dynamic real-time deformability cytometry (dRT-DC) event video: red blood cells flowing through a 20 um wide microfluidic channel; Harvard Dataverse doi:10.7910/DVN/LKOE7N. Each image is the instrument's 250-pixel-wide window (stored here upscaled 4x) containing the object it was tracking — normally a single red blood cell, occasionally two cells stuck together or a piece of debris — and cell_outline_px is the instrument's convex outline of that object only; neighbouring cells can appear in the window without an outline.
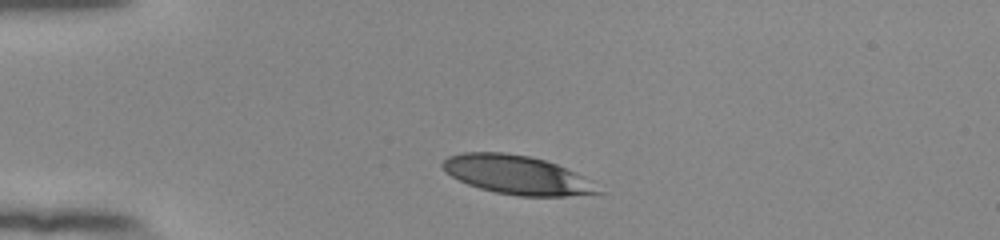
{"species": "human", "species_latin": "Homo sapiens", "temperature_condition": "room temperature", "stored_images_in_passage": 38, "camera_frame_rate_fps": 3000, "um_per_image_px": 0.085, "donor": {"sex": "female"}, "frame": {"image": 1, "passage_image": 5, "time_ms": 1.333, "image_size_px": [1000, 240], "cell_outline_px": [[604, 192], [564, 196], [520, 196], [496, 192], [480, 188], [468, 184], [452, 176], [440, 164], [448, 156], [464, 152], [504, 152], [528, 156], [544, 160], [556, 164], [584, 176]], "centroid_in_image_um": [43.93, 14.86], "position_along_channel_um": 41.1, "area_um2": 34.68}}
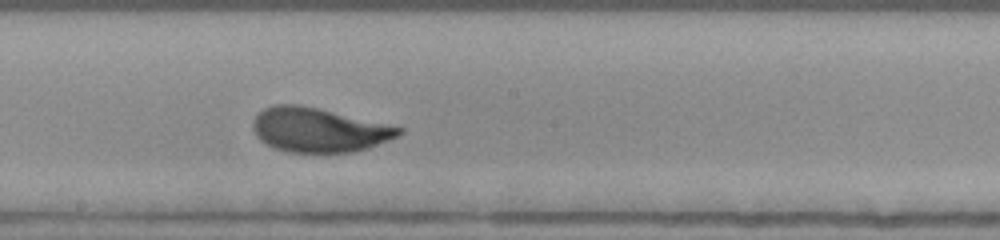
{"frame": {"image": 2, "passage_image": 22, "time_ms": 7.0, "image_size_px": [1000, 240], "cell_outline_px": [[404, 132], [388, 140], [368, 148], [352, 152], [288, 152], [272, 148], [260, 140], [256, 136], [252, 128], [252, 120], [264, 108], [276, 104], [300, 104], [404, 128]], "centroid_in_image_um": [27.04, 11.05], "position_along_channel_um": 221.2, "area_um2": 37.51}}
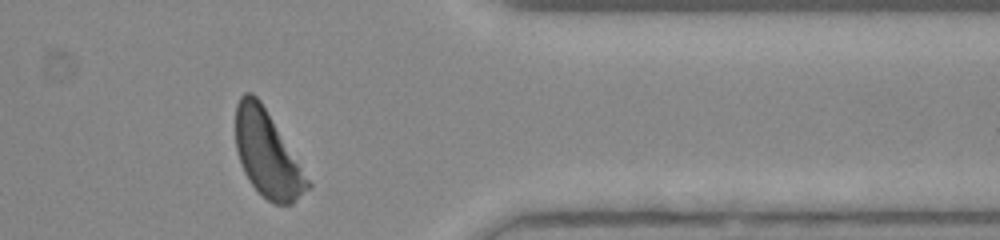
{"frame": {"image": 3, "passage_image": 36, "time_ms": 11.667, "image_size_px": [1000, 240], "cell_outline_px": [[312, 188], [292, 204], [272, 204], [248, 180], [244, 172], [236, 152], [236, 104], [240, 96], [244, 92], [252, 92], [260, 100], [312, 184]], "centroid_in_image_um": [22.72, 13.11], "position_along_channel_um": 388.7, "area_um2": 35.72}, "authors_computed_cell_mechanics": {"area_um2": 37.0498, "velocity_mm_per_s": 3.8605, "shape_relaxation_time_tau1_ms": 2.4009, "shape_relaxation_time_tau2_ms": null, "deformation_change_tau1": 0.1536, "deformation_change_tau2": null}}